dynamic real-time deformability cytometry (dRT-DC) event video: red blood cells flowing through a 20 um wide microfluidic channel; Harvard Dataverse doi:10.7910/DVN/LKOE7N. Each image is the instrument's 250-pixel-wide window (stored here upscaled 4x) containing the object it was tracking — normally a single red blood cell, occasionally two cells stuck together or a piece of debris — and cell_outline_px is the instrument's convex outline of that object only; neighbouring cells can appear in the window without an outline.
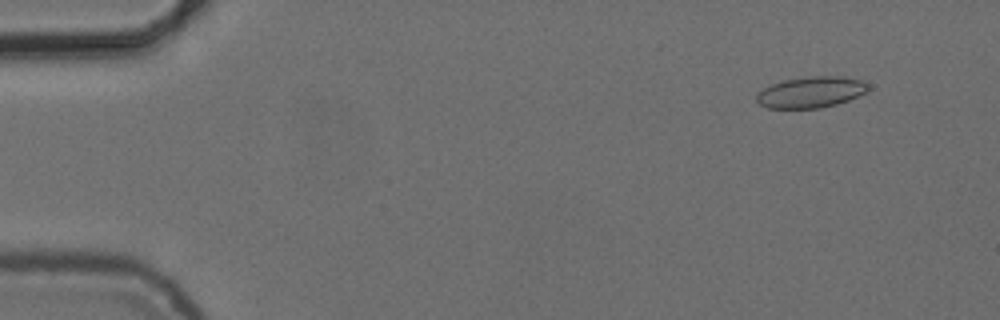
{"species": "common noctule bat (a hibernating species)", "species_latin": "Nyctalus noctula", "temperature_condition": "cold", "stored_images_in_passage": 55, "camera_frame_rate_fps": 3000, "um_per_image_px": 0.085, "animal": {"sex": "female", "body_mass_g": 24.6, "forearm_length_mm": 56.2}, "frame": {"image": 1, "passage_image": 5, "time_ms": 1.333, "image_size_px": [1000, 320], "cell_outline_px": [[868, 92], [848, 100], [836, 104], [820, 108], [768, 108], [760, 104], [756, 100], [756, 96], [764, 88], [772, 84], [784, 80], [804, 76], [844, 76], [860, 80], [868, 84]], "centroid_in_image_um": [68.95, 7.83], "position_along_channel_um": 16.1, "area_um2": 20.23}}
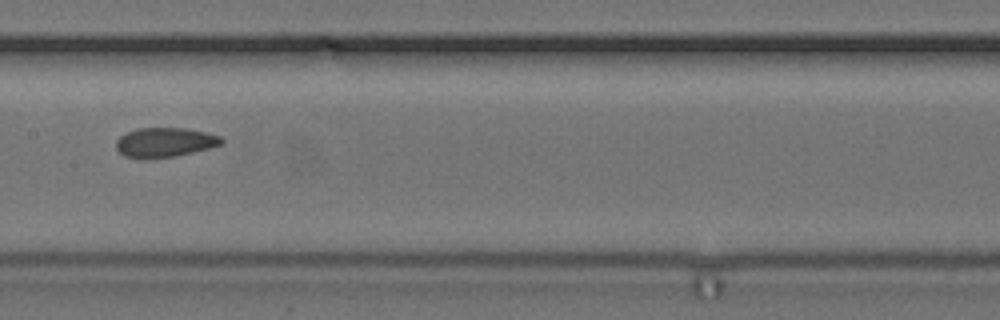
{"frame": {"image": 2, "passage_image": 28, "time_ms": 9.0, "image_size_px": [1000, 320], "cell_outline_px": [[224, 144], [176, 156], [148, 160], [140, 160], [124, 156], [116, 148], [116, 140], [124, 132], [136, 128], [184, 128], [204, 132], [220, 136], [224, 140]], "centroid_in_image_um": [13.95, 12.12], "position_along_channel_um": 193.4, "area_um2": 18.5}}
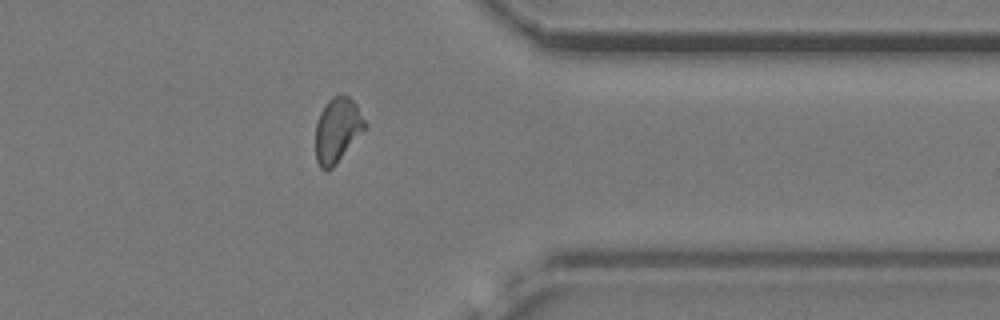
{"frame": {"image": 3, "passage_image": 44, "time_ms": 14.333, "image_size_px": [1000, 320], "cell_outline_px": [[368, 128], [336, 164], [332, 168], [320, 168], [316, 160], [316, 124], [320, 112], [328, 100], [332, 96], [348, 96], [356, 104], [368, 124]], "centroid_in_image_um": [28.71, 11.05], "position_along_channel_um": 382.7, "area_um2": 18.73}, "authors_computed_cell_mechanics": {"area_um2": 18.7272, "velocity_mm_per_s": 3.7494, "shape_relaxation_time_tau1_ms": null, "shape_relaxation_time_tau2_ms": 2.1809, "deformation_change_tau1": null, "deformation_change_tau2": 0.066}}